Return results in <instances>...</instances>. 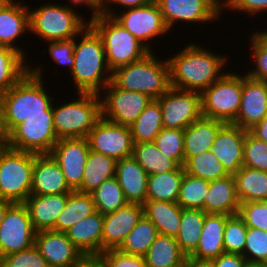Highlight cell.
<instances>
[{"label": "cell", "mask_w": 267, "mask_h": 267, "mask_svg": "<svg viewBox=\"0 0 267 267\" xmlns=\"http://www.w3.org/2000/svg\"><path fill=\"white\" fill-rule=\"evenodd\" d=\"M167 59L170 86L200 93L225 74L220 70L223 71V65L227 63L225 56L211 53L209 49L193 43Z\"/></svg>", "instance_id": "1"}, {"label": "cell", "mask_w": 267, "mask_h": 267, "mask_svg": "<svg viewBox=\"0 0 267 267\" xmlns=\"http://www.w3.org/2000/svg\"><path fill=\"white\" fill-rule=\"evenodd\" d=\"M41 71V67L29 68L10 90L1 95L0 104L8 134L30 116L53 115V98L44 89Z\"/></svg>", "instance_id": "2"}, {"label": "cell", "mask_w": 267, "mask_h": 267, "mask_svg": "<svg viewBox=\"0 0 267 267\" xmlns=\"http://www.w3.org/2000/svg\"><path fill=\"white\" fill-rule=\"evenodd\" d=\"M80 42L75 41L74 65L71 74L79 93L100 94L112 78L101 37L87 25L81 32ZM107 74V75H105Z\"/></svg>", "instance_id": "3"}, {"label": "cell", "mask_w": 267, "mask_h": 267, "mask_svg": "<svg viewBox=\"0 0 267 267\" xmlns=\"http://www.w3.org/2000/svg\"><path fill=\"white\" fill-rule=\"evenodd\" d=\"M111 82L117 88L141 92L156 100L171 87L168 61H160L151 51L142 59L112 71Z\"/></svg>", "instance_id": "4"}, {"label": "cell", "mask_w": 267, "mask_h": 267, "mask_svg": "<svg viewBox=\"0 0 267 267\" xmlns=\"http://www.w3.org/2000/svg\"><path fill=\"white\" fill-rule=\"evenodd\" d=\"M77 100L52 104L54 130L59 139L87 138L101 118V93H78Z\"/></svg>", "instance_id": "5"}, {"label": "cell", "mask_w": 267, "mask_h": 267, "mask_svg": "<svg viewBox=\"0 0 267 267\" xmlns=\"http://www.w3.org/2000/svg\"><path fill=\"white\" fill-rule=\"evenodd\" d=\"M89 25L101 37L111 71L138 61L151 52L112 16L104 14Z\"/></svg>", "instance_id": "6"}, {"label": "cell", "mask_w": 267, "mask_h": 267, "mask_svg": "<svg viewBox=\"0 0 267 267\" xmlns=\"http://www.w3.org/2000/svg\"><path fill=\"white\" fill-rule=\"evenodd\" d=\"M79 15L70 5L46 3L38 9L29 10L30 32L28 33H35L46 42L77 37L88 25V22Z\"/></svg>", "instance_id": "7"}, {"label": "cell", "mask_w": 267, "mask_h": 267, "mask_svg": "<svg viewBox=\"0 0 267 267\" xmlns=\"http://www.w3.org/2000/svg\"><path fill=\"white\" fill-rule=\"evenodd\" d=\"M35 153L9 147L0 159V199L24 203L31 194Z\"/></svg>", "instance_id": "8"}, {"label": "cell", "mask_w": 267, "mask_h": 267, "mask_svg": "<svg viewBox=\"0 0 267 267\" xmlns=\"http://www.w3.org/2000/svg\"><path fill=\"white\" fill-rule=\"evenodd\" d=\"M202 117L233 123L242 97V75L225 73L201 93Z\"/></svg>", "instance_id": "9"}, {"label": "cell", "mask_w": 267, "mask_h": 267, "mask_svg": "<svg viewBox=\"0 0 267 267\" xmlns=\"http://www.w3.org/2000/svg\"><path fill=\"white\" fill-rule=\"evenodd\" d=\"M9 147L35 154H50L58 138L53 115L30 116L9 134Z\"/></svg>", "instance_id": "10"}, {"label": "cell", "mask_w": 267, "mask_h": 267, "mask_svg": "<svg viewBox=\"0 0 267 267\" xmlns=\"http://www.w3.org/2000/svg\"><path fill=\"white\" fill-rule=\"evenodd\" d=\"M156 100L160 104L163 128L184 130L202 117L200 92L170 87Z\"/></svg>", "instance_id": "11"}, {"label": "cell", "mask_w": 267, "mask_h": 267, "mask_svg": "<svg viewBox=\"0 0 267 267\" xmlns=\"http://www.w3.org/2000/svg\"><path fill=\"white\" fill-rule=\"evenodd\" d=\"M101 99V117L123 126H131L146 106L153 100L141 92L117 88L110 82Z\"/></svg>", "instance_id": "12"}, {"label": "cell", "mask_w": 267, "mask_h": 267, "mask_svg": "<svg viewBox=\"0 0 267 267\" xmlns=\"http://www.w3.org/2000/svg\"><path fill=\"white\" fill-rule=\"evenodd\" d=\"M35 234L27 206L14 203L0 224V258L33 247Z\"/></svg>", "instance_id": "13"}, {"label": "cell", "mask_w": 267, "mask_h": 267, "mask_svg": "<svg viewBox=\"0 0 267 267\" xmlns=\"http://www.w3.org/2000/svg\"><path fill=\"white\" fill-rule=\"evenodd\" d=\"M89 148L116 161L132 156L133 140L129 126L100 118L87 136Z\"/></svg>", "instance_id": "14"}, {"label": "cell", "mask_w": 267, "mask_h": 267, "mask_svg": "<svg viewBox=\"0 0 267 267\" xmlns=\"http://www.w3.org/2000/svg\"><path fill=\"white\" fill-rule=\"evenodd\" d=\"M168 28L177 21L206 23L222 13V0H156Z\"/></svg>", "instance_id": "15"}, {"label": "cell", "mask_w": 267, "mask_h": 267, "mask_svg": "<svg viewBox=\"0 0 267 267\" xmlns=\"http://www.w3.org/2000/svg\"><path fill=\"white\" fill-rule=\"evenodd\" d=\"M113 18L120 23V25L135 36L141 43H143L150 51L148 44L145 41L153 39V37H160L159 35L168 32L160 8L156 1L140 6L126 9L120 15L113 12Z\"/></svg>", "instance_id": "16"}, {"label": "cell", "mask_w": 267, "mask_h": 267, "mask_svg": "<svg viewBox=\"0 0 267 267\" xmlns=\"http://www.w3.org/2000/svg\"><path fill=\"white\" fill-rule=\"evenodd\" d=\"M89 151L87 138H71L59 139L50 153L73 191L81 187Z\"/></svg>", "instance_id": "17"}, {"label": "cell", "mask_w": 267, "mask_h": 267, "mask_svg": "<svg viewBox=\"0 0 267 267\" xmlns=\"http://www.w3.org/2000/svg\"><path fill=\"white\" fill-rule=\"evenodd\" d=\"M267 115V81L242 75V97L236 120L232 123L249 131Z\"/></svg>", "instance_id": "18"}, {"label": "cell", "mask_w": 267, "mask_h": 267, "mask_svg": "<svg viewBox=\"0 0 267 267\" xmlns=\"http://www.w3.org/2000/svg\"><path fill=\"white\" fill-rule=\"evenodd\" d=\"M34 245L50 267H73L83 255L68 238L66 232L38 231L35 234Z\"/></svg>", "instance_id": "19"}, {"label": "cell", "mask_w": 267, "mask_h": 267, "mask_svg": "<svg viewBox=\"0 0 267 267\" xmlns=\"http://www.w3.org/2000/svg\"><path fill=\"white\" fill-rule=\"evenodd\" d=\"M142 216L143 205L129 202L115 212L104 214L102 252L118 249Z\"/></svg>", "instance_id": "20"}, {"label": "cell", "mask_w": 267, "mask_h": 267, "mask_svg": "<svg viewBox=\"0 0 267 267\" xmlns=\"http://www.w3.org/2000/svg\"><path fill=\"white\" fill-rule=\"evenodd\" d=\"M248 131L232 123L224 124L211 147L228 175H235L243 166L244 140Z\"/></svg>", "instance_id": "21"}, {"label": "cell", "mask_w": 267, "mask_h": 267, "mask_svg": "<svg viewBox=\"0 0 267 267\" xmlns=\"http://www.w3.org/2000/svg\"><path fill=\"white\" fill-rule=\"evenodd\" d=\"M71 191L56 160L50 154H35L31 194L51 195Z\"/></svg>", "instance_id": "22"}, {"label": "cell", "mask_w": 267, "mask_h": 267, "mask_svg": "<svg viewBox=\"0 0 267 267\" xmlns=\"http://www.w3.org/2000/svg\"><path fill=\"white\" fill-rule=\"evenodd\" d=\"M69 193L35 195L30 194L24 204L27 206L33 228L36 232L54 230L57 217L65 208Z\"/></svg>", "instance_id": "23"}, {"label": "cell", "mask_w": 267, "mask_h": 267, "mask_svg": "<svg viewBox=\"0 0 267 267\" xmlns=\"http://www.w3.org/2000/svg\"><path fill=\"white\" fill-rule=\"evenodd\" d=\"M148 176L132 156L116 162L115 177L129 203L146 202Z\"/></svg>", "instance_id": "24"}, {"label": "cell", "mask_w": 267, "mask_h": 267, "mask_svg": "<svg viewBox=\"0 0 267 267\" xmlns=\"http://www.w3.org/2000/svg\"><path fill=\"white\" fill-rule=\"evenodd\" d=\"M20 2L9 0L0 8V46L17 50L25 57L23 49L16 47L15 42L22 33L30 31L29 7Z\"/></svg>", "instance_id": "25"}, {"label": "cell", "mask_w": 267, "mask_h": 267, "mask_svg": "<svg viewBox=\"0 0 267 267\" xmlns=\"http://www.w3.org/2000/svg\"><path fill=\"white\" fill-rule=\"evenodd\" d=\"M226 215L206 214L196 250L187 258L211 261L225 253L223 235Z\"/></svg>", "instance_id": "26"}, {"label": "cell", "mask_w": 267, "mask_h": 267, "mask_svg": "<svg viewBox=\"0 0 267 267\" xmlns=\"http://www.w3.org/2000/svg\"><path fill=\"white\" fill-rule=\"evenodd\" d=\"M240 202L236 194L233 175L209 181V192L204 197V211L207 214H238Z\"/></svg>", "instance_id": "27"}, {"label": "cell", "mask_w": 267, "mask_h": 267, "mask_svg": "<svg viewBox=\"0 0 267 267\" xmlns=\"http://www.w3.org/2000/svg\"><path fill=\"white\" fill-rule=\"evenodd\" d=\"M103 215L96 211L73 224L66 234L83 254L102 253Z\"/></svg>", "instance_id": "28"}, {"label": "cell", "mask_w": 267, "mask_h": 267, "mask_svg": "<svg viewBox=\"0 0 267 267\" xmlns=\"http://www.w3.org/2000/svg\"><path fill=\"white\" fill-rule=\"evenodd\" d=\"M224 124L219 120L201 117L184 129L185 162L202 152L210 151L219 129Z\"/></svg>", "instance_id": "29"}, {"label": "cell", "mask_w": 267, "mask_h": 267, "mask_svg": "<svg viewBox=\"0 0 267 267\" xmlns=\"http://www.w3.org/2000/svg\"><path fill=\"white\" fill-rule=\"evenodd\" d=\"M143 215L157 228L158 234L176 237L182 216V207L177 202L146 200Z\"/></svg>", "instance_id": "30"}, {"label": "cell", "mask_w": 267, "mask_h": 267, "mask_svg": "<svg viewBox=\"0 0 267 267\" xmlns=\"http://www.w3.org/2000/svg\"><path fill=\"white\" fill-rule=\"evenodd\" d=\"M147 267H180L187 261L175 237L158 234L143 256Z\"/></svg>", "instance_id": "31"}, {"label": "cell", "mask_w": 267, "mask_h": 267, "mask_svg": "<svg viewBox=\"0 0 267 267\" xmlns=\"http://www.w3.org/2000/svg\"><path fill=\"white\" fill-rule=\"evenodd\" d=\"M116 162L112 157L90 150L84 168L82 184L77 191L90 194L105 180L114 177Z\"/></svg>", "instance_id": "32"}, {"label": "cell", "mask_w": 267, "mask_h": 267, "mask_svg": "<svg viewBox=\"0 0 267 267\" xmlns=\"http://www.w3.org/2000/svg\"><path fill=\"white\" fill-rule=\"evenodd\" d=\"M234 179L240 203L267 200V172L242 166Z\"/></svg>", "instance_id": "33"}, {"label": "cell", "mask_w": 267, "mask_h": 267, "mask_svg": "<svg viewBox=\"0 0 267 267\" xmlns=\"http://www.w3.org/2000/svg\"><path fill=\"white\" fill-rule=\"evenodd\" d=\"M96 212L91 194L71 191L65 208L57 217L55 231L66 232L73 224Z\"/></svg>", "instance_id": "34"}, {"label": "cell", "mask_w": 267, "mask_h": 267, "mask_svg": "<svg viewBox=\"0 0 267 267\" xmlns=\"http://www.w3.org/2000/svg\"><path fill=\"white\" fill-rule=\"evenodd\" d=\"M184 173L180 166L175 171L149 175L146 200L177 202Z\"/></svg>", "instance_id": "35"}, {"label": "cell", "mask_w": 267, "mask_h": 267, "mask_svg": "<svg viewBox=\"0 0 267 267\" xmlns=\"http://www.w3.org/2000/svg\"><path fill=\"white\" fill-rule=\"evenodd\" d=\"M206 214L203 210L182 208L180 227L175 239L187 257L197 248Z\"/></svg>", "instance_id": "36"}, {"label": "cell", "mask_w": 267, "mask_h": 267, "mask_svg": "<svg viewBox=\"0 0 267 267\" xmlns=\"http://www.w3.org/2000/svg\"><path fill=\"white\" fill-rule=\"evenodd\" d=\"M132 157L149 175L175 171L181 166L177 161L167 158L154 142L133 144Z\"/></svg>", "instance_id": "37"}, {"label": "cell", "mask_w": 267, "mask_h": 267, "mask_svg": "<svg viewBox=\"0 0 267 267\" xmlns=\"http://www.w3.org/2000/svg\"><path fill=\"white\" fill-rule=\"evenodd\" d=\"M163 129L160 104L152 100L130 126L133 143L153 142Z\"/></svg>", "instance_id": "38"}, {"label": "cell", "mask_w": 267, "mask_h": 267, "mask_svg": "<svg viewBox=\"0 0 267 267\" xmlns=\"http://www.w3.org/2000/svg\"><path fill=\"white\" fill-rule=\"evenodd\" d=\"M25 58L17 50L0 46V97L29 71Z\"/></svg>", "instance_id": "39"}, {"label": "cell", "mask_w": 267, "mask_h": 267, "mask_svg": "<svg viewBox=\"0 0 267 267\" xmlns=\"http://www.w3.org/2000/svg\"><path fill=\"white\" fill-rule=\"evenodd\" d=\"M158 235L156 226L144 215L129 232L118 250L129 255L144 256Z\"/></svg>", "instance_id": "40"}, {"label": "cell", "mask_w": 267, "mask_h": 267, "mask_svg": "<svg viewBox=\"0 0 267 267\" xmlns=\"http://www.w3.org/2000/svg\"><path fill=\"white\" fill-rule=\"evenodd\" d=\"M90 194L95 203L96 211L102 215L115 212L128 203L115 176L105 180Z\"/></svg>", "instance_id": "41"}, {"label": "cell", "mask_w": 267, "mask_h": 267, "mask_svg": "<svg viewBox=\"0 0 267 267\" xmlns=\"http://www.w3.org/2000/svg\"><path fill=\"white\" fill-rule=\"evenodd\" d=\"M209 192V181L186 172L183 175L177 203L182 208L204 211V197Z\"/></svg>", "instance_id": "42"}, {"label": "cell", "mask_w": 267, "mask_h": 267, "mask_svg": "<svg viewBox=\"0 0 267 267\" xmlns=\"http://www.w3.org/2000/svg\"><path fill=\"white\" fill-rule=\"evenodd\" d=\"M183 167L187 174L200 177L207 181L216 180L228 175L223 164L211 150L189 158Z\"/></svg>", "instance_id": "43"}, {"label": "cell", "mask_w": 267, "mask_h": 267, "mask_svg": "<svg viewBox=\"0 0 267 267\" xmlns=\"http://www.w3.org/2000/svg\"><path fill=\"white\" fill-rule=\"evenodd\" d=\"M158 149L169 159L184 166V131L163 128L153 141Z\"/></svg>", "instance_id": "44"}, {"label": "cell", "mask_w": 267, "mask_h": 267, "mask_svg": "<svg viewBox=\"0 0 267 267\" xmlns=\"http://www.w3.org/2000/svg\"><path fill=\"white\" fill-rule=\"evenodd\" d=\"M247 226L237 215L227 216L223 235L225 253L243 254L245 248V239Z\"/></svg>", "instance_id": "45"}, {"label": "cell", "mask_w": 267, "mask_h": 267, "mask_svg": "<svg viewBox=\"0 0 267 267\" xmlns=\"http://www.w3.org/2000/svg\"><path fill=\"white\" fill-rule=\"evenodd\" d=\"M242 255L249 263L267 264V231L247 227L245 248Z\"/></svg>", "instance_id": "46"}, {"label": "cell", "mask_w": 267, "mask_h": 267, "mask_svg": "<svg viewBox=\"0 0 267 267\" xmlns=\"http://www.w3.org/2000/svg\"><path fill=\"white\" fill-rule=\"evenodd\" d=\"M243 166L267 172V143L249 131L244 140Z\"/></svg>", "instance_id": "47"}, {"label": "cell", "mask_w": 267, "mask_h": 267, "mask_svg": "<svg viewBox=\"0 0 267 267\" xmlns=\"http://www.w3.org/2000/svg\"><path fill=\"white\" fill-rule=\"evenodd\" d=\"M253 34L250 45L256 67L245 74L257 80L267 81V31L259 30Z\"/></svg>", "instance_id": "48"}, {"label": "cell", "mask_w": 267, "mask_h": 267, "mask_svg": "<svg viewBox=\"0 0 267 267\" xmlns=\"http://www.w3.org/2000/svg\"><path fill=\"white\" fill-rule=\"evenodd\" d=\"M238 216L247 227L267 231V200L240 203Z\"/></svg>", "instance_id": "49"}, {"label": "cell", "mask_w": 267, "mask_h": 267, "mask_svg": "<svg viewBox=\"0 0 267 267\" xmlns=\"http://www.w3.org/2000/svg\"><path fill=\"white\" fill-rule=\"evenodd\" d=\"M1 267H50L35 245L27 250L1 257Z\"/></svg>", "instance_id": "50"}, {"label": "cell", "mask_w": 267, "mask_h": 267, "mask_svg": "<svg viewBox=\"0 0 267 267\" xmlns=\"http://www.w3.org/2000/svg\"><path fill=\"white\" fill-rule=\"evenodd\" d=\"M75 39L49 42V53L52 59L60 65H68L70 71L74 65V45Z\"/></svg>", "instance_id": "51"}, {"label": "cell", "mask_w": 267, "mask_h": 267, "mask_svg": "<svg viewBox=\"0 0 267 267\" xmlns=\"http://www.w3.org/2000/svg\"><path fill=\"white\" fill-rule=\"evenodd\" d=\"M108 267H147L144 257L129 255L118 249H110L101 253Z\"/></svg>", "instance_id": "52"}, {"label": "cell", "mask_w": 267, "mask_h": 267, "mask_svg": "<svg viewBox=\"0 0 267 267\" xmlns=\"http://www.w3.org/2000/svg\"><path fill=\"white\" fill-rule=\"evenodd\" d=\"M228 6V7H227ZM228 8L236 11H243L250 15H256L267 11V0H224L222 9Z\"/></svg>", "instance_id": "53"}, {"label": "cell", "mask_w": 267, "mask_h": 267, "mask_svg": "<svg viewBox=\"0 0 267 267\" xmlns=\"http://www.w3.org/2000/svg\"><path fill=\"white\" fill-rule=\"evenodd\" d=\"M210 262L214 267H244L247 261L242 254L223 253Z\"/></svg>", "instance_id": "54"}, {"label": "cell", "mask_w": 267, "mask_h": 267, "mask_svg": "<svg viewBox=\"0 0 267 267\" xmlns=\"http://www.w3.org/2000/svg\"><path fill=\"white\" fill-rule=\"evenodd\" d=\"M73 267H108L102 254H83Z\"/></svg>", "instance_id": "55"}, {"label": "cell", "mask_w": 267, "mask_h": 267, "mask_svg": "<svg viewBox=\"0 0 267 267\" xmlns=\"http://www.w3.org/2000/svg\"><path fill=\"white\" fill-rule=\"evenodd\" d=\"M154 1L156 0H103L104 13L106 15L113 16V13L111 12L112 8L109 7V5L111 6L112 3L121 5L129 9V8L144 6Z\"/></svg>", "instance_id": "56"}, {"label": "cell", "mask_w": 267, "mask_h": 267, "mask_svg": "<svg viewBox=\"0 0 267 267\" xmlns=\"http://www.w3.org/2000/svg\"><path fill=\"white\" fill-rule=\"evenodd\" d=\"M70 2L80 6L84 4L91 8L93 13L89 20L90 22H88V25L105 14L103 0H70Z\"/></svg>", "instance_id": "57"}, {"label": "cell", "mask_w": 267, "mask_h": 267, "mask_svg": "<svg viewBox=\"0 0 267 267\" xmlns=\"http://www.w3.org/2000/svg\"><path fill=\"white\" fill-rule=\"evenodd\" d=\"M249 132L258 140L267 143V115L262 119L260 123H257Z\"/></svg>", "instance_id": "58"}, {"label": "cell", "mask_w": 267, "mask_h": 267, "mask_svg": "<svg viewBox=\"0 0 267 267\" xmlns=\"http://www.w3.org/2000/svg\"><path fill=\"white\" fill-rule=\"evenodd\" d=\"M186 267H214L210 261H198L187 258Z\"/></svg>", "instance_id": "59"}, {"label": "cell", "mask_w": 267, "mask_h": 267, "mask_svg": "<svg viewBox=\"0 0 267 267\" xmlns=\"http://www.w3.org/2000/svg\"><path fill=\"white\" fill-rule=\"evenodd\" d=\"M14 203L7 200H1L0 199V224L5 218V215L7 213V210L13 205Z\"/></svg>", "instance_id": "60"}, {"label": "cell", "mask_w": 267, "mask_h": 267, "mask_svg": "<svg viewBox=\"0 0 267 267\" xmlns=\"http://www.w3.org/2000/svg\"><path fill=\"white\" fill-rule=\"evenodd\" d=\"M0 139H8V133L4 125L3 109L0 104Z\"/></svg>", "instance_id": "61"}, {"label": "cell", "mask_w": 267, "mask_h": 267, "mask_svg": "<svg viewBox=\"0 0 267 267\" xmlns=\"http://www.w3.org/2000/svg\"><path fill=\"white\" fill-rule=\"evenodd\" d=\"M9 148L8 139H0V159L3 153Z\"/></svg>", "instance_id": "62"}, {"label": "cell", "mask_w": 267, "mask_h": 267, "mask_svg": "<svg viewBox=\"0 0 267 267\" xmlns=\"http://www.w3.org/2000/svg\"><path fill=\"white\" fill-rule=\"evenodd\" d=\"M244 267H267V264H265V263H249V262H246Z\"/></svg>", "instance_id": "63"}, {"label": "cell", "mask_w": 267, "mask_h": 267, "mask_svg": "<svg viewBox=\"0 0 267 267\" xmlns=\"http://www.w3.org/2000/svg\"><path fill=\"white\" fill-rule=\"evenodd\" d=\"M9 0H0V8L6 4Z\"/></svg>", "instance_id": "64"}]
</instances>
